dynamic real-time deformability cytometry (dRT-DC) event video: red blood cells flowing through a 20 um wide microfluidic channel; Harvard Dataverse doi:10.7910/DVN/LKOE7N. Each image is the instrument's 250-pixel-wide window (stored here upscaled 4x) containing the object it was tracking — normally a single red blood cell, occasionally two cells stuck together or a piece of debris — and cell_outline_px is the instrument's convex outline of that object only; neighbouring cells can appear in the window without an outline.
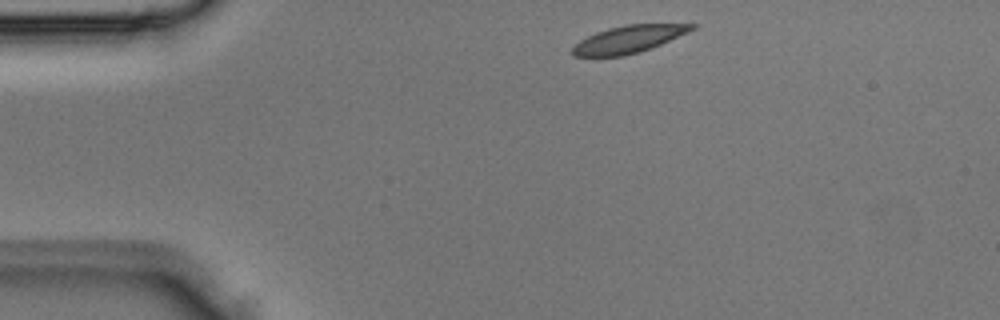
{"species": "Egyptian fruit bat (a non-hibernating species)", "species_latin": "Rousettus aegyptiacus", "temperature_condition": "room temperature", "stored_images_in_passage": 2, "camera_frame_rate_fps": 3000, "um_per_image_px": 0.085, "animal": {"sex": "male"}, "frame": {"image": 1, "passage_image": 1, "time_ms": 0.0, "image_size_px": [1000, 320], "cell_outline_px": [[696, 28], [652, 48], [640, 52], [624, 56], [572, 56], [572, 48], [580, 40], [596, 32], [608, 28], [628, 24], [696, 24]], "centroid_in_image_um": [53.42, 3.34], "position_along_channel_um": 31.6, "area_um2": 18.84}}